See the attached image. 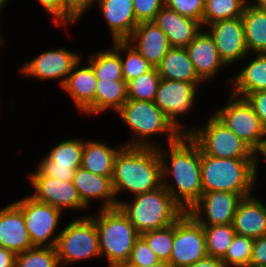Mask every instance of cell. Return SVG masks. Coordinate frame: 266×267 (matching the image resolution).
<instances>
[{
	"mask_svg": "<svg viewBox=\"0 0 266 267\" xmlns=\"http://www.w3.org/2000/svg\"><path fill=\"white\" fill-rule=\"evenodd\" d=\"M157 150L162 162V186L187 212L203 194L200 148L189 135H181Z\"/></svg>",
	"mask_w": 266,
	"mask_h": 267,
	"instance_id": "1",
	"label": "cell"
},
{
	"mask_svg": "<svg viewBox=\"0 0 266 267\" xmlns=\"http://www.w3.org/2000/svg\"><path fill=\"white\" fill-rule=\"evenodd\" d=\"M112 184L118 205L124 193L131 197L160 188L162 162L157 148L123 146L114 160Z\"/></svg>",
	"mask_w": 266,
	"mask_h": 267,
	"instance_id": "2",
	"label": "cell"
},
{
	"mask_svg": "<svg viewBox=\"0 0 266 267\" xmlns=\"http://www.w3.org/2000/svg\"><path fill=\"white\" fill-rule=\"evenodd\" d=\"M115 115L130 133H133L128 141L122 142L124 146L158 148L163 145L160 141L158 143V136L162 135V139L165 137L166 145L175 142L181 136L153 101L128 99Z\"/></svg>",
	"mask_w": 266,
	"mask_h": 267,
	"instance_id": "3",
	"label": "cell"
},
{
	"mask_svg": "<svg viewBox=\"0 0 266 267\" xmlns=\"http://www.w3.org/2000/svg\"><path fill=\"white\" fill-rule=\"evenodd\" d=\"M259 170L258 159H226L201 152L203 193L226 191L238 193L242 198L251 196L262 183Z\"/></svg>",
	"mask_w": 266,
	"mask_h": 267,
	"instance_id": "4",
	"label": "cell"
},
{
	"mask_svg": "<svg viewBox=\"0 0 266 267\" xmlns=\"http://www.w3.org/2000/svg\"><path fill=\"white\" fill-rule=\"evenodd\" d=\"M92 212L88 216L95 222L101 259L108 267L127 263L140 233L119 207Z\"/></svg>",
	"mask_w": 266,
	"mask_h": 267,
	"instance_id": "5",
	"label": "cell"
},
{
	"mask_svg": "<svg viewBox=\"0 0 266 267\" xmlns=\"http://www.w3.org/2000/svg\"><path fill=\"white\" fill-rule=\"evenodd\" d=\"M122 198L118 207L140 234L169 227L185 213L163 186L128 197V201Z\"/></svg>",
	"mask_w": 266,
	"mask_h": 267,
	"instance_id": "6",
	"label": "cell"
},
{
	"mask_svg": "<svg viewBox=\"0 0 266 267\" xmlns=\"http://www.w3.org/2000/svg\"><path fill=\"white\" fill-rule=\"evenodd\" d=\"M207 115L206 122L195 124L188 134L203 154L226 159H257V153L246 142L213 114Z\"/></svg>",
	"mask_w": 266,
	"mask_h": 267,
	"instance_id": "7",
	"label": "cell"
},
{
	"mask_svg": "<svg viewBox=\"0 0 266 267\" xmlns=\"http://www.w3.org/2000/svg\"><path fill=\"white\" fill-rule=\"evenodd\" d=\"M79 216L65 222L58 236L55 248L61 267L88 259H101L95 222L89 216Z\"/></svg>",
	"mask_w": 266,
	"mask_h": 267,
	"instance_id": "8",
	"label": "cell"
},
{
	"mask_svg": "<svg viewBox=\"0 0 266 267\" xmlns=\"http://www.w3.org/2000/svg\"><path fill=\"white\" fill-rule=\"evenodd\" d=\"M199 91L201 90L195 84L186 81L163 78L160 80L153 102L181 135H188L194 129V124L189 125L188 122L186 124L183 120L194 112V108L199 107L196 103L200 100L197 99L200 95Z\"/></svg>",
	"mask_w": 266,
	"mask_h": 267,
	"instance_id": "9",
	"label": "cell"
},
{
	"mask_svg": "<svg viewBox=\"0 0 266 267\" xmlns=\"http://www.w3.org/2000/svg\"><path fill=\"white\" fill-rule=\"evenodd\" d=\"M228 93V101L212 114L258 154L266 139L260 119L245 98Z\"/></svg>",
	"mask_w": 266,
	"mask_h": 267,
	"instance_id": "10",
	"label": "cell"
},
{
	"mask_svg": "<svg viewBox=\"0 0 266 267\" xmlns=\"http://www.w3.org/2000/svg\"><path fill=\"white\" fill-rule=\"evenodd\" d=\"M13 203L23 213L32 245L56 247L61 227H63L59 225L62 223L64 213L50 204L36 201L28 194L14 200Z\"/></svg>",
	"mask_w": 266,
	"mask_h": 267,
	"instance_id": "11",
	"label": "cell"
},
{
	"mask_svg": "<svg viewBox=\"0 0 266 267\" xmlns=\"http://www.w3.org/2000/svg\"><path fill=\"white\" fill-rule=\"evenodd\" d=\"M83 57L79 51L58 46L42 51L36 56L23 61L18 73L27 79L40 80L41 82H58L60 89L64 86L73 67ZM36 79V80H35Z\"/></svg>",
	"mask_w": 266,
	"mask_h": 267,
	"instance_id": "12",
	"label": "cell"
},
{
	"mask_svg": "<svg viewBox=\"0 0 266 267\" xmlns=\"http://www.w3.org/2000/svg\"><path fill=\"white\" fill-rule=\"evenodd\" d=\"M208 256L203 226L188 212L173 224V245L169 263L186 267Z\"/></svg>",
	"mask_w": 266,
	"mask_h": 267,
	"instance_id": "13",
	"label": "cell"
},
{
	"mask_svg": "<svg viewBox=\"0 0 266 267\" xmlns=\"http://www.w3.org/2000/svg\"><path fill=\"white\" fill-rule=\"evenodd\" d=\"M27 181L33 190L29 194L36 201L50 204L63 213L66 210L70 212L72 210V212H87L85 216L90 214L72 181H63L48 176H27Z\"/></svg>",
	"mask_w": 266,
	"mask_h": 267,
	"instance_id": "14",
	"label": "cell"
},
{
	"mask_svg": "<svg viewBox=\"0 0 266 267\" xmlns=\"http://www.w3.org/2000/svg\"><path fill=\"white\" fill-rule=\"evenodd\" d=\"M213 38L220 59L229 68L249 55L241 17L214 22L204 27Z\"/></svg>",
	"mask_w": 266,
	"mask_h": 267,
	"instance_id": "15",
	"label": "cell"
},
{
	"mask_svg": "<svg viewBox=\"0 0 266 267\" xmlns=\"http://www.w3.org/2000/svg\"><path fill=\"white\" fill-rule=\"evenodd\" d=\"M242 199L238 193L226 191L203 193L187 212L202 226L231 224Z\"/></svg>",
	"mask_w": 266,
	"mask_h": 267,
	"instance_id": "16",
	"label": "cell"
},
{
	"mask_svg": "<svg viewBox=\"0 0 266 267\" xmlns=\"http://www.w3.org/2000/svg\"><path fill=\"white\" fill-rule=\"evenodd\" d=\"M83 58L86 59L82 57L73 67L61 90L73 101V107L79 115L94 118L97 78L92 67Z\"/></svg>",
	"mask_w": 266,
	"mask_h": 267,
	"instance_id": "17",
	"label": "cell"
},
{
	"mask_svg": "<svg viewBox=\"0 0 266 267\" xmlns=\"http://www.w3.org/2000/svg\"><path fill=\"white\" fill-rule=\"evenodd\" d=\"M112 177L94 174L82 166L74 171L72 182L88 210L97 201L101 202L99 210L118 207Z\"/></svg>",
	"mask_w": 266,
	"mask_h": 267,
	"instance_id": "18",
	"label": "cell"
},
{
	"mask_svg": "<svg viewBox=\"0 0 266 267\" xmlns=\"http://www.w3.org/2000/svg\"><path fill=\"white\" fill-rule=\"evenodd\" d=\"M185 48L198 76L207 84L227 68L219 57L213 38L204 28Z\"/></svg>",
	"mask_w": 266,
	"mask_h": 267,
	"instance_id": "19",
	"label": "cell"
},
{
	"mask_svg": "<svg viewBox=\"0 0 266 267\" xmlns=\"http://www.w3.org/2000/svg\"><path fill=\"white\" fill-rule=\"evenodd\" d=\"M241 62L244 66L226 81L228 91L245 98L248 94L266 90V55L249 54Z\"/></svg>",
	"mask_w": 266,
	"mask_h": 267,
	"instance_id": "20",
	"label": "cell"
},
{
	"mask_svg": "<svg viewBox=\"0 0 266 267\" xmlns=\"http://www.w3.org/2000/svg\"><path fill=\"white\" fill-rule=\"evenodd\" d=\"M105 20L109 39L126 40L139 24L134 14L133 0H97L94 4Z\"/></svg>",
	"mask_w": 266,
	"mask_h": 267,
	"instance_id": "21",
	"label": "cell"
},
{
	"mask_svg": "<svg viewBox=\"0 0 266 267\" xmlns=\"http://www.w3.org/2000/svg\"><path fill=\"white\" fill-rule=\"evenodd\" d=\"M126 41L154 67L172 48L166 34L153 21L139 23Z\"/></svg>",
	"mask_w": 266,
	"mask_h": 267,
	"instance_id": "22",
	"label": "cell"
},
{
	"mask_svg": "<svg viewBox=\"0 0 266 267\" xmlns=\"http://www.w3.org/2000/svg\"><path fill=\"white\" fill-rule=\"evenodd\" d=\"M0 246L16 254L34 247L25 226L23 213L12 202L0 209Z\"/></svg>",
	"mask_w": 266,
	"mask_h": 267,
	"instance_id": "23",
	"label": "cell"
},
{
	"mask_svg": "<svg viewBox=\"0 0 266 267\" xmlns=\"http://www.w3.org/2000/svg\"><path fill=\"white\" fill-rule=\"evenodd\" d=\"M153 22L166 34L171 47L185 48L203 29L200 22L167 6L160 9Z\"/></svg>",
	"mask_w": 266,
	"mask_h": 267,
	"instance_id": "24",
	"label": "cell"
},
{
	"mask_svg": "<svg viewBox=\"0 0 266 267\" xmlns=\"http://www.w3.org/2000/svg\"><path fill=\"white\" fill-rule=\"evenodd\" d=\"M236 234L259 238L266 234V204L256 194L243 198L237 206L233 222Z\"/></svg>",
	"mask_w": 266,
	"mask_h": 267,
	"instance_id": "25",
	"label": "cell"
},
{
	"mask_svg": "<svg viewBox=\"0 0 266 267\" xmlns=\"http://www.w3.org/2000/svg\"><path fill=\"white\" fill-rule=\"evenodd\" d=\"M156 69L163 79L186 81L199 89L206 83L198 76L186 48L172 47L162 58Z\"/></svg>",
	"mask_w": 266,
	"mask_h": 267,
	"instance_id": "26",
	"label": "cell"
},
{
	"mask_svg": "<svg viewBox=\"0 0 266 267\" xmlns=\"http://www.w3.org/2000/svg\"><path fill=\"white\" fill-rule=\"evenodd\" d=\"M123 146V143L112 147L111 144L108 145L107 142H101L97 139H84L81 166L94 174L113 176L114 160Z\"/></svg>",
	"mask_w": 266,
	"mask_h": 267,
	"instance_id": "27",
	"label": "cell"
},
{
	"mask_svg": "<svg viewBox=\"0 0 266 267\" xmlns=\"http://www.w3.org/2000/svg\"><path fill=\"white\" fill-rule=\"evenodd\" d=\"M78 136L60 140L50 146L49 152L39 160L36 167L72 168L74 171L82 165L84 138Z\"/></svg>",
	"mask_w": 266,
	"mask_h": 267,
	"instance_id": "28",
	"label": "cell"
},
{
	"mask_svg": "<svg viewBox=\"0 0 266 267\" xmlns=\"http://www.w3.org/2000/svg\"><path fill=\"white\" fill-rule=\"evenodd\" d=\"M241 18L249 54H263L266 51V10L250 1Z\"/></svg>",
	"mask_w": 266,
	"mask_h": 267,
	"instance_id": "29",
	"label": "cell"
},
{
	"mask_svg": "<svg viewBox=\"0 0 266 267\" xmlns=\"http://www.w3.org/2000/svg\"><path fill=\"white\" fill-rule=\"evenodd\" d=\"M110 47L90 52L87 63L92 67L97 80H124L119 56V40L111 42Z\"/></svg>",
	"mask_w": 266,
	"mask_h": 267,
	"instance_id": "30",
	"label": "cell"
},
{
	"mask_svg": "<svg viewBox=\"0 0 266 267\" xmlns=\"http://www.w3.org/2000/svg\"><path fill=\"white\" fill-rule=\"evenodd\" d=\"M128 100L125 80H97L95 94V116L107 112L116 113ZM113 111V112H112Z\"/></svg>",
	"mask_w": 266,
	"mask_h": 267,
	"instance_id": "31",
	"label": "cell"
},
{
	"mask_svg": "<svg viewBox=\"0 0 266 267\" xmlns=\"http://www.w3.org/2000/svg\"><path fill=\"white\" fill-rule=\"evenodd\" d=\"M208 256L222 259L232 243L236 231L231 224L203 226Z\"/></svg>",
	"mask_w": 266,
	"mask_h": 267,
	"instance_id": "32",
	"label": "cell"
},
{
	"mask_svg": "<svg viewBox=\"0 0 266 267\" xmlns=\"http://www.w3.org/2000/svg\"><path fill=\"white\" fill-rule=\"evenodd\" d=\"M251 0H209L205 3L203 28L217 21L241 17Z\"/></svg>",
	"mask_w": 266,
	"mask_h": 267,
	"instance_id": "33",
	"label": "cell"
},
{
	"mask_svg": "<svg viewBox=\"0 0 266 267\" xmlns=\"http://www.w3.org/2000/svg\"><path fill=\"white\" fill-rule=\"evenodd\" d=\"M119 56L122 63V76L126 82L154 68V66L126 40H119Z\"/></svg>",
	"mask_w": 266,
	"mask_h": 267,
	"instance_id": "34",
	"label": "cell"
},
{
	"mask_svg": "<svg viewBox=\"0 0 266 267\" xmlns=\"http://www.w3.org/2000/svg\"><path fill=\"white\" fill-rule=\"evenodd\" d=\"M161 77L154 67L151 71L127 82L128 99L154 101Z\"/></svg>",
	"mask_w": 266,
	"mask_h": 267,
	"instance_id": "35",
	"label": "cell"
},
{
	"mask_svg": "<svg viewBox=\"0 0 266 267\" xmlns=\"http://www.w3.org/2000/svg\"><path fill=\"white\" fill-rule=\"evenodd\" d=\"M15 267H61L55 247L34 246L18 253Z\"/></svg>",
	"mask_w": 266,
	"mask_h": 267,
	"instance_id": "36",
	"label": "cell"
},
{
	"mask_svg": "<svg viewBox=\"0 0 266 267\" xmlns=\"http://www.w3.org/2000/svg\"><path fill=\"white\" fill-rule=\"evenodd\" d=\"M38 5L51 16V21L57 28L68 27L81 22V17L68 5L67 0H35Z\"/></svg>",
	"mask_w": 266,
	"mask_h": 267,
	"instance_id": "37",
	"label": "cell"
},
{
	"mask_svg": "<svg viewBox=\"0 0 266 267\" xmlns=\"http://www.w3.org/2000/svg\"><path fill=\"white\" fill-rule=\"evenodd\" d=\"M254 238L236 234L225 256V267H249Z\"/></svg>",
	"mask_w": 266,
	"mask_h": 267,
	"instance_id": "38",
	"label": "cell"
},
{
	"mask_svg": "<svg viewBox=\"0 0 266 267\" xmlns=\"http://www.w3.org/2000/svg\"><path fill=\"white\" fill-rule=\"evenodd\" d=\"M140 236L147 242L160 261L169 262L173 245V224L163 229L143 232Z\"/></svg>",
	"mask_w": 266,
	"mask_h": 267,
	"instance_id": "39",
	"label": "cell"
},
{
	"mask_svg": "<svg viewBox=\"0 0 266 267\" xmlns=\"http://www.w3.org/2000/svg\"><path fill=\"white\" fill-rule=\"evenodd\" d=\"M165 6L182 16L194 19L203 26L205 2L203 0H165Z\"/></svg>",
	"mask_w": 266,
	"mask_h": 267,
	"instance_id": "40",
	"label": "cell"
},
{
	"mask_svg": "<svg viewBox=\"0 0 266 267\" xmlns=\"http://www.w3.org/2000/svg\"><path fill=\"white\" fill-rule=\"evenodd\" d=\"M160 261L155 252L150 248L147 242L140 236L133 246L131 255L127 263L122 265H134L140 267H149Z\"/></svg>",
	"mask_w": 266,
	"mask_h": 267,
	"instance_id": "41",
	"label": "cell"
},
{
	"mask_svg": "<svg viewBox=\"0 0 266 267\" xmlns=\"http://www.w3.org/2000/svg\"><path fill=\"white\" fill-rule=\"evenodd\" d=\"M134 14L138 23L154 21L156 14L165 6V0H133Z\"/></svg>",
	"mask_w": 266,
	"mask_h": 267,
	"instance_id": "42",
	"label": "cell"
},
{
	"mask_svg": "<svg viewBox=\"0 0 266 267\" xmlns=\"http://www.w3.org/2000/svg\"><path fill=\"white\" fill-rule=\"evenodd\" d=\"M245 99L259 117L261 126L266 133V90L248 94Z\"/></svg>",
	"mask_w": 266,
	"mask_h": 267,
	"instance_id": "43",
	"label": "cell"
},
{
	"mask_svg": "<svg viewBox=\"0 0 266 267\" xmlns=\"http://www.w3.org/2000/svg\"><path fill=\"white\" fill-rule=\"evenodd\" d=\"M74 170L62 167H36L35 171L29 172L27 176H48L63 181H72Z\"/></svg>",
	"mask_w": 266,
	"mask_h": 267,
	"instance_id": "44",
	"label": "cell"
},
{
	"mask_svg": "<svg viewBox=\"0 0 266 267\" xmlns=\"http://www.w3.org/2000/svg\"><path fill=\"white\" fill-rule=\"evenodd\" d=\"M249 267H266V234L254 239Z\"/></svg>",
	"mask_w": 266,
	"mask_h": 267,
	"instance_id": "45",
	"label": "cell"
},
{
	"mask_svg": "<svg viewBox=\"0 0 266 267\" xmlns=\"http://www.w3.org/2000/svg\"><path fill=\"white\" fill-rule=\"evenodd\" d=\"M97 0H67L68 5L83 19Z\"/></svg>",
	"mask_w": 266,
	"mask_h": 267,
	"instance_id": "46",
	"label": "cell"
},
{
	"mask_svg": "<svg viewBox=\"0 0 266 267\" xmlns=\"http://www.w3.org/2000/svg\"><path fill=\"white\" fill-rule=\"evenodd\" d=\"M17 254L0 246V267H15Z\"/></svg>",
	"mask_w": 266,
	"mask_h": 267,
	"instance_id": "47",
	"label": "cell"
},
{
	"mask_svg": "<svg viewBox=\"0 0 266 267\" xmlns=\"http://www.w3.org/2000/svg\"><path fill=\"white\" fill-rule=\"evenodd\" d=\"M186 267H225V265L221 259L207 256Z\"/></svg>",
	"mask_w": 266,
	"mask_h": 267,
	"instance_id": "48",
	"label": "cell"
},
{
	"mask_svg": "<svg viewBox=\"0 0 266 267\" xmlns=\"http://www.w3.org/2000/svg\"><path fill=\"white\" fill-rule=\"evenodd\" d=\"M120 267H140V266H134V265H121ZM149 267H172L169 262L166 261H158L157 263L149 266Z\"/></svg>",
	"mask_w": 266,
	"mask_h": 267,
	"instance_id": "49",
	"label": "cell"
},
{
	"mask_svg": "<svg viewBox=\"0 0 266 267\" xmlns=\"http://www.w3.org/2000/svg\"><path fill=\"white\" fill-rule=\"evenodd\" d=\"M257 159H258V168L261 166L260 162L262 159L264 161V164L266 163V139H265V143H264V147L263 149L257 154Z\"/></svg>",
	"mask_w": 266,
	"mask_h": 267,
	"instance_id": "50",
	"label": "cell"
},
{
	"mask_svg": "<svg viewBox=\"0 0 266 267\" xmlns=\"http://www.w3.org/2000/svg\"><path fill=\"white\" fill-rule=\"evenodd\" d=\"M8 1L11 2V0H0V15L1 16L4 13L3 11H5L6 5L8 6V4H9ZM0 19H2V18H0ZM0 24H1V22H0ZM0 28H1V26H0Z\"/></svg>",
	"mask_w": 266,
	"mask_h": 267,
	"instance_id": "51",
	"label": "cell"
},
{
	"mask_svg": "<svg viewBox=\"0 0 266 267\" xmlns=\"http://www.w3.org/2000/svg\"><path fill=\"white\" fill-rule=\"evenodd\" d=\"M255 3L259 8L266 10V0H251Z\"/></svg>",
	"mask_w": 266,
	"mask_h": 267,
	"instance_id": "52",
	"label": "cell"
},
{
	"mask_svg": "<svg viewBox=\"0 0 266 267\" xmlns=\"http://www.w3.org/2000/svg\"><path fill=\"white\" fill-rule=\"evenodd\" d=\"M2 30L0 29V51L2 50V46L4 45H6V44H3L4 42H5V39H4V36H2V35H4V34H2L3 32H1ZM4 40V41H3ZM1 53V52H0Z\"/></svg>",
	"mask_w": 266,
	"mask_h": 267,
	"instance_id": "53",
	"label": "cell"
}]
</instances>
